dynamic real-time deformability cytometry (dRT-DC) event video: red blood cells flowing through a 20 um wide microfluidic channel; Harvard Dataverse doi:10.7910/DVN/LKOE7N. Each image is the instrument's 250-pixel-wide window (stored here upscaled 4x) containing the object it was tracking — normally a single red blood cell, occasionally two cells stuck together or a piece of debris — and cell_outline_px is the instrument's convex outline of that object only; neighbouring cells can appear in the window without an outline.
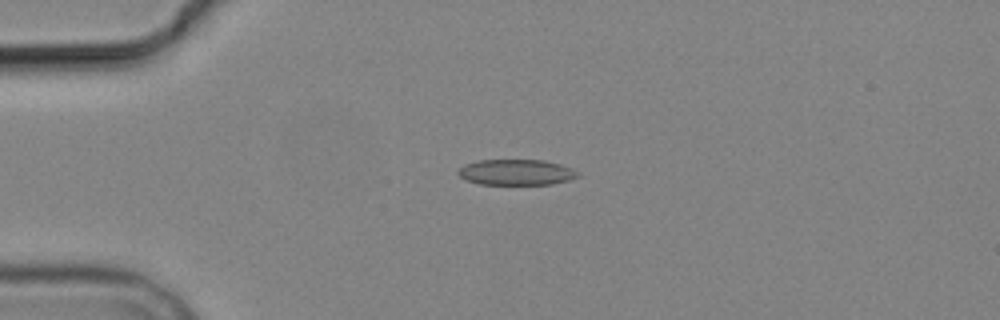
{"species": "common noctule bat (a hibernating species)", "species_latin": "Nyctalus noctula", "temperature_condition": "cold", "stored_images_in_passage": 3, "camera_frame_rate_fps": 3000, "um_per_image_px": 0.085, "animal": {"sex": "male", "body_mass_g": 19.2, "forearm_length_mm": 51.8}, "frame": {"image": 1, "passage_image": 3, "time_ms": 2.333, "image_size_px": [1000, 320], "cell_outline_px": [[580, 176], [568, 180], [552, 184], [480, 184], [468, 180], [460, 176], [456, 172], [464, 164], [476, 160], [544, 160], [560, 164], [572, 168], [580, 172]], "centroid_in_image_um": [43.9, 14.63], "position_along_channel_um": 41.1, "area_um2": 17.98}}